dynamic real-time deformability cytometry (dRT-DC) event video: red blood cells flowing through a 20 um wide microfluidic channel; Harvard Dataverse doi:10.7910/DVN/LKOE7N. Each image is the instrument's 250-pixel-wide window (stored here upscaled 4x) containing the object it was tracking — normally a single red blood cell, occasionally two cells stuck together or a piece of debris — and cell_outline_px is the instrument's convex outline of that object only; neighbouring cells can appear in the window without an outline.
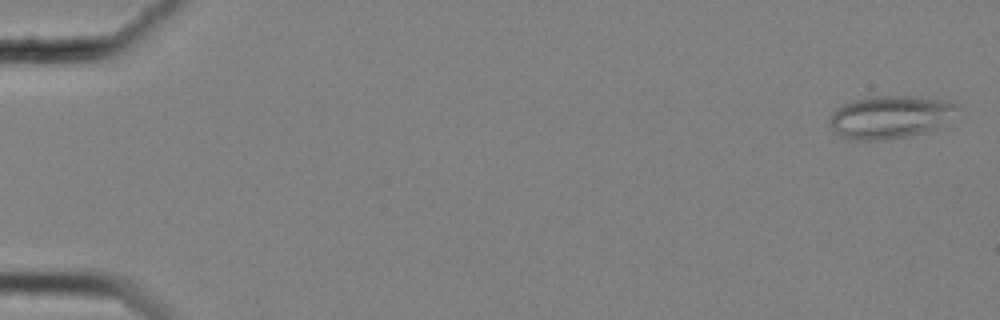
{"species": "common noctule bat (a hibernating species)", "species_latin": "Nyctalus noctula", "temperature_condition": "cold", "stored_images_in_passage": 58, "camera_frame_rate_fps": 3000, "um_per_image_px": 0.085, "animal": {"sex": "female", "body_mass_g": 25.1}, "frame": {"image": 1, "passage_image": 1, "time_ms": 0.0, "image_size_px": [1000, 320], "cell_outline_px": [[960, 108], [936, 128], [924, 132], [908, 136], [884, 140], [856, 140], [840, 136], [832, 128], [828, 120], [832, 112], [836, 108], [852, 100], [872, 96], [916, 96], [952, 100], [960, 104]], "centroid_in_image_um": [75.67, 9.92], "position_along_channel_um": 9.3, "area_um2": 32.02}}
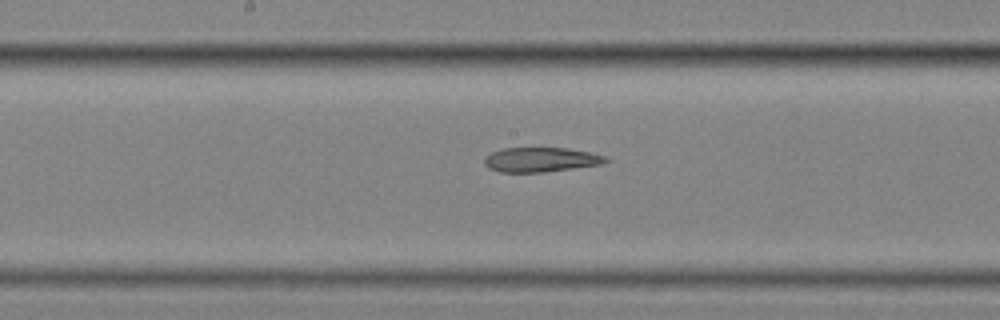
{"frame": {"image": 2, "passage_image": 31, "time_ms": 10.0, "image_size_px": [1000, 320], "cell_outline_px": [[608, 160], [600, 164], [544, 172], [500, 172], [488, 168], [484, 164], [484, 156], [492, 152], [504, 148], [568, 148], [588, 152], [604, 156]], "centroid_in_image_um": [45.89, 13.57], "position_along_channel_um": 202.3, "area_um2": 17.17}}
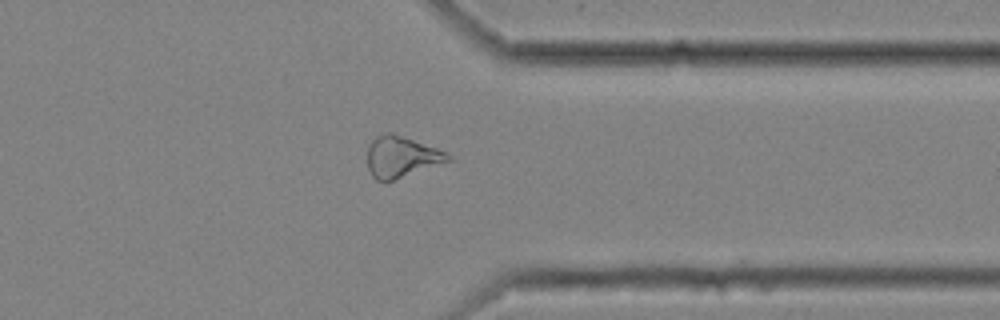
{"frame": {"image": 3, "passage_image": 46, "time_ms": 15.0, "image_size_px": [1000, 320], "cell_outline_px": [[452, 160], [392, 180], [376, 180], [372, 176], [368, 168], [368, 144], [376, 136], [388, 132], [392, 132], [448, 152], [452, 156]], "centroid_in_image_um": [34.12, 13.31], "position_along_channel_um": 377.3, "area_um2": 19.19}}